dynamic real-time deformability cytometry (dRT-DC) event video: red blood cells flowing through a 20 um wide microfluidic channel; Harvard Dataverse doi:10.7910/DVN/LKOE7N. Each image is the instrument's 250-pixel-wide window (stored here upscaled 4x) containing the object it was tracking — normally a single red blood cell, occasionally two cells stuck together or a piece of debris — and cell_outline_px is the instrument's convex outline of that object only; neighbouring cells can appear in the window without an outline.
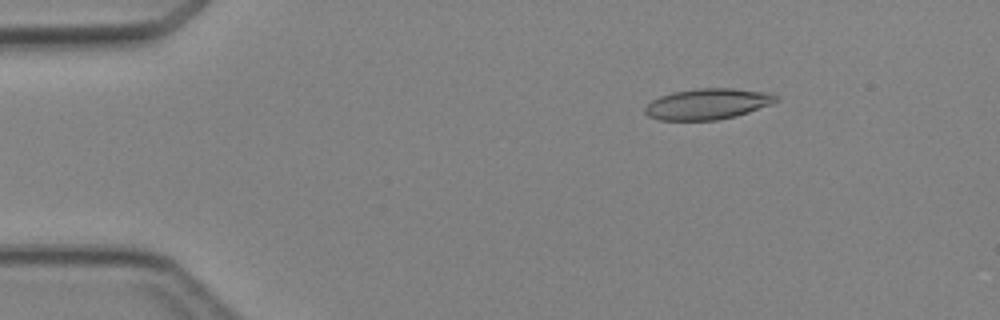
{"species": "Egyptian fruit bat (a non-hibernating species)", "species_latin": "Rousettus aegyptiacus", "temperature_condition": "cold", "stored_images_in_passage": 5, "camera_frame_rate_fps": 3000, "um_per_image_px": 0.085, "animal": {"sex": "female"}, "frame": {"image": 1, "passage_image": 2, "time_ms": 1.0, "image_size_px": [1000, 320], "cell_outline_px": [[780, 100], [772, 104], [736, 116], [716, 120], [660, 120], [648, 116], [644, 112], [644, 108], [652, 100], [660, 96], [672, 92], [696, 88], [732, 88], [768, 92], [780, 96]], "centroid_in_image_um": [60.17, 8.83], "position_along_channel_um": 24.8, "area_um2": 23.76}}
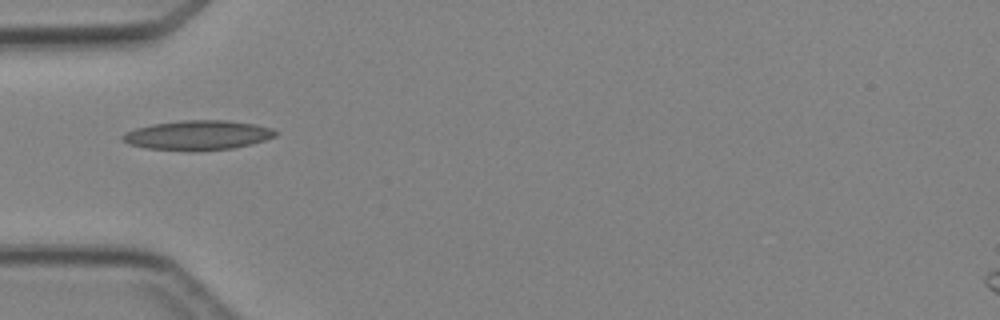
{"frame": {"image": 2, "passage_image": 4, "time_ms": 3.667, "image_size_px": [1000, 320], "cell_outline_px": [[276, 136], [252, 144], [232, 148], [192, 152], [188, 152], [144, 148], [128, 144], [120, 140], [120, 136], [124, 132], [136, 128], [152, 124], [180, 120], [228, 120], [256, 124], [272, 128], [276, 132]], "centroid_in_image_um": [16.75, 11.5], "position_along_channel_um": 68.2, "area_um2": 26.88}}
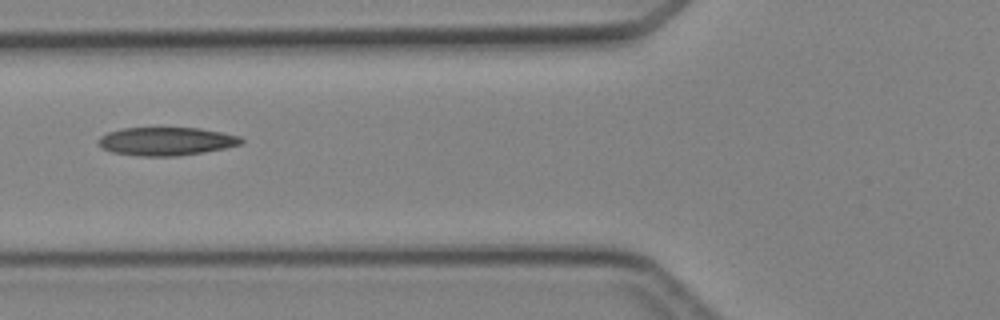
{"frame": {"image": 3, "passage_image": 5, "time_ms": 4.667, "image_size_px": [1000, 320], "cell_outline_px": [[244, 140], [240, 144], [224, 148], [204, 152], [176, 156], [144, 156], [112, 152], [104, 148], [100, 144], [100, 136], [108, 132], [124, 128], [200, 128], [240, 136]], "centroid_in_image_um": [14.16, 12.01], "position_along_channel_um": 111.6, "area_um2": 23.18}}